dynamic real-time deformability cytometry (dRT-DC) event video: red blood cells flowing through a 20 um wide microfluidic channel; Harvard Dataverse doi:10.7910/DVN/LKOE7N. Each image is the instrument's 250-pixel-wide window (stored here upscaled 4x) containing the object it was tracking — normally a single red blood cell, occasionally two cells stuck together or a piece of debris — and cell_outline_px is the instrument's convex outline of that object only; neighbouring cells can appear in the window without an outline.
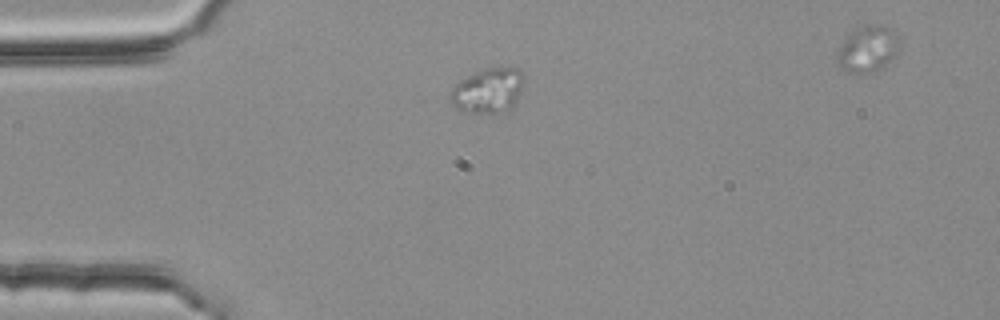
{"species": "common noctule bat (a hibernating species)", "species_latin": "Nyctalus noctula", "temperature_condition": "room temperature", "stored_images_in_passage": 2, "segment_of_instrument_passage": [1, 2], "camera_frame_rate_fps": 3000, "um_per_image_px": 0.085, "animal": {"sex": "female", "body_mass_g": 25.1}, "frame": {"image": 1, "passage_image": 1, "time_ms": 0.0, "image_size_px": [1000, 320], "cell_outline_px": [[524, 80], [516, 104], [512, 108], [492, 112], [460, 112], [448, 100], [448, 96], [452, 88], [460, 80], [484, 68], [500, 64], [520, 68], [524, 76]], "centroid_in_image_um": [41.49, 7.64], "position_along_channel_um": 43.5, "area_um2": 19.77}}